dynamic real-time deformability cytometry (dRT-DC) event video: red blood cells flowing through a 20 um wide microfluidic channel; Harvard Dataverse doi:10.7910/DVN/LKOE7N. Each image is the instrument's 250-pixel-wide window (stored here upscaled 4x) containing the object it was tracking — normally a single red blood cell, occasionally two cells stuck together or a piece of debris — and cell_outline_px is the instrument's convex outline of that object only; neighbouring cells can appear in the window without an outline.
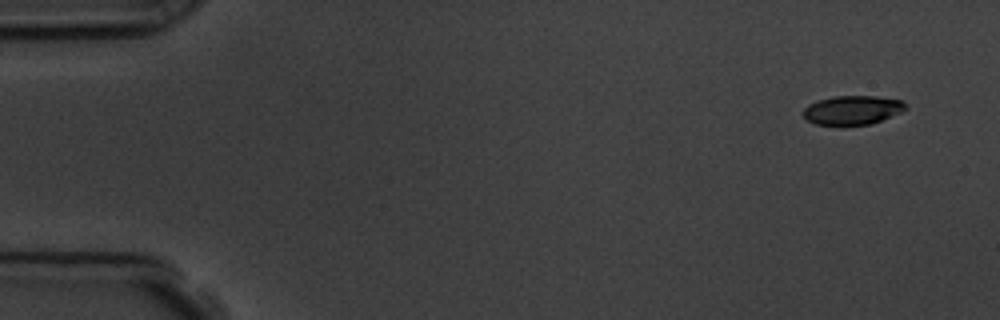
{"species": "common noctule bat (a hibernating species)", "species_latin": "Nyctalus noctula", "temperature_condition": "room temperature", "stored_images_in_passage": 5, "segment_of_instrument_passage": [1, 2], "camera_frame_rate_fps": 3000, "um_per_image_px": 0.085, "animal": {"sex": "male", "body_mass_g": 19.5, "forearm_length_mm": 54.6}, "frame": {"image": 1, "passage_image": 1, "time_ms": 0.0, "image_size_px": [1000, 320], "cell_outline_px": [[908, 108], [900, 112], [872, 124], [816, 124], [808, 120], [804, 116], [804, 108], [808, 104], [816, 100], [832, 96], [876, 96], [900, 100]], "centroid_in_image_um": [72.44, 9.34], "position_along_channel_um": 12.6, "area_um2": 17.05}}